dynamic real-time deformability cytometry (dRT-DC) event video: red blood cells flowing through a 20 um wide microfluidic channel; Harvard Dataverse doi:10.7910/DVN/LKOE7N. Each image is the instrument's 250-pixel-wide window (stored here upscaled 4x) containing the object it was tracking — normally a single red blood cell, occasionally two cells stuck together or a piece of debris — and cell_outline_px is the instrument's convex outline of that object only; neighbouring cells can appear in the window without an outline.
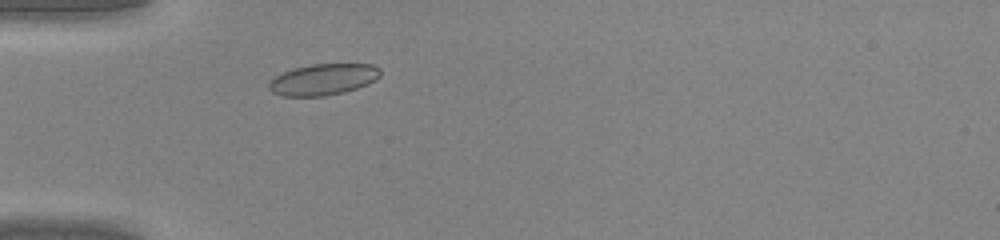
{"species": "common noctule bat (a hibernating species)", "species_latin": "Nyctalus noctula", "temperature_condition": "warm", "stored_images_in_passage": 37, "camera_frame_rate_fps": 3000, "um_per_image_px": 0.085, "animal": {"sex": "male", "body_mass_g": 20.0, "forearm_length_mm": 53.3}, "frame": {"image": 1, "passage_image": 6, "time_ms": 1.667, "image_size_px": [1000, 240], "cell_outline_px": [[380, 76], [376, 80], [368, 84], [344, 92], [324, 96], [284, 96], [272, 92], [268, 88], [268, 84], [276, 76], [292, 68], [312, 64], [372, 64], [380, 68]], "centroid_in_image_um": [27.49, 6.75], "position_along_channel_um": 57.5, "area_um2": 20.29}}
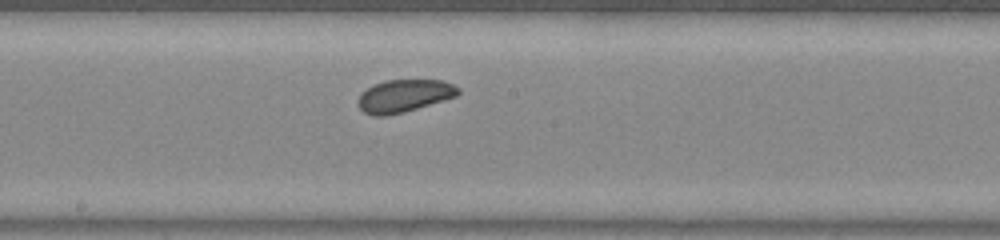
{"frame": {"image": 2, "passage_image": 17, "time_ms": 5.333, "image_size_px": [1000, 240], "cell_outline_px": [[460, 92], [456, 96], [444, 100], [404, 112], [384, 116], [376, 116], [364, 112], [356, 104], [356, 100], [360, 92], [384, 80], [444, 80], [460, 88]], "centroid_in_image_um": [34.32, 8.14], "position_along_channel_um": 213.9, "area_um2": 19.07}}
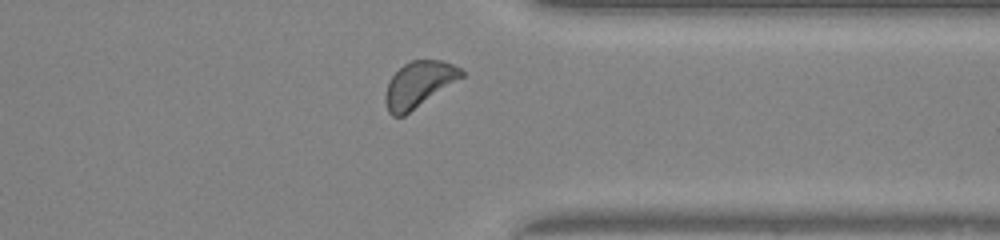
{"frame": {"image": 3, "passage_image": 28, "time_ms": 9.0, "image_size_px": [1000, 240], "cell_outline_px": [[464, 76], [404, 116], [392, 116], [388, 112], [384, 100], [384, 96], [388, 84], [392, 76], [404, 64], [412, 60], [440, 60], [452, 64], [460, 68], [464, 72]], "centroid_in_image_um": [35.58, 7.18], "position_along_channel_um": 375.8, "area_um2": 20.11}}